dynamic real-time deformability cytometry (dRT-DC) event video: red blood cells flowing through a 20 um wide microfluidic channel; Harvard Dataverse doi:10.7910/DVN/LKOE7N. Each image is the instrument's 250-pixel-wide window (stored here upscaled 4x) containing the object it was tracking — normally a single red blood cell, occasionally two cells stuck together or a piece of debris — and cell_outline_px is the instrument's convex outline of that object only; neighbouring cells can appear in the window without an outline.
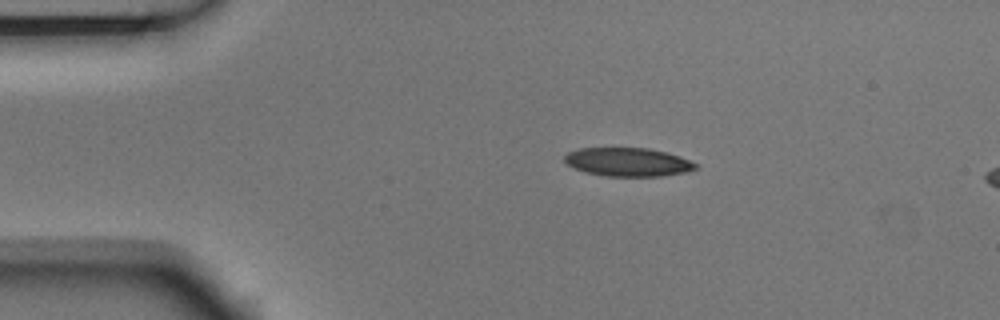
{"species": "Egyptian fruit bat (a non-hibernating species)", "species_latin": "Rousettus aegyptiacus", "temperature_condition": "room temperature", "stored_images_in_passage": 3, "camera_frame_rate_fps": 3000, "um_per_image_px": 0.085, "animal": {"sex": "male"}, "frame": {"image": 1, "passage_image": 1, "time_ms": 0.0, "image_size_px": [1000, 320], "cell_outline_px": [[700, 168], [688, 172], [664, 176], [604, 176], [584, 172], [564, 164], [564, 156], [568, 152], [580, 148], [648, 148], [680, 156], [700, 164]], "centroid_in_image_um": [53.4, 13.78], "position_along_channel_um": 31.6, "area_um2": 22.2}}